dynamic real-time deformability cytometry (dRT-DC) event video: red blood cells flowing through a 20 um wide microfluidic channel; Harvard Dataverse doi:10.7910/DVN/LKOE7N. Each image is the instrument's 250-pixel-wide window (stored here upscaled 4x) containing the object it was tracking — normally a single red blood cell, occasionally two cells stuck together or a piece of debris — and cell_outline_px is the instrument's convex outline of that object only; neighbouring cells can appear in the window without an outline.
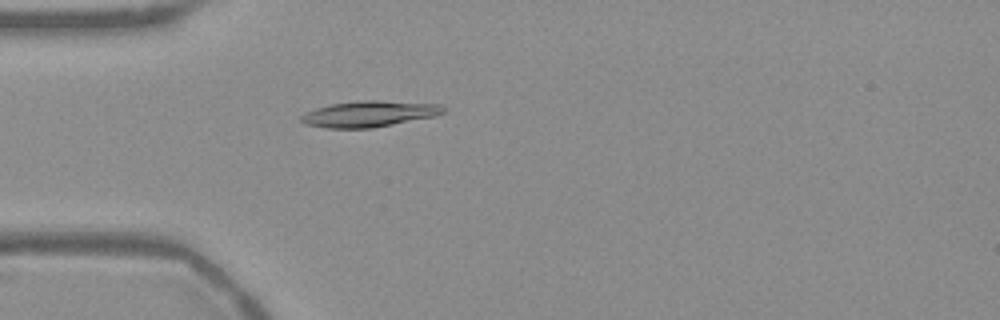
{"species": "Egyptian fruit bat (a non-hibernating species)", "species_latin": "Rousettus aegyptiacus", "temperature_condition": "warm", "stored_images_in_passage": 53, "camera_frame_rate_fps": 3000, "um_per_image_px": 0.085, "frame": {"image": 1, "passage_image": 15, "time_ms": 4.667, "image_size_px": [1000, 320], "cell_outline_px": [[444, 112], [436, 116], [372, 128], [328, 128], [304, 124], [300, 120], [300, 116], [304, 112], [316, 108], [332, 104], [360, 100], [376, 100], [440, 104], [444, 108]], "centroid_in_image_um": [31.36, 9.68], "position_along_channel_um": 53.6, "area_um2": 21.56}}
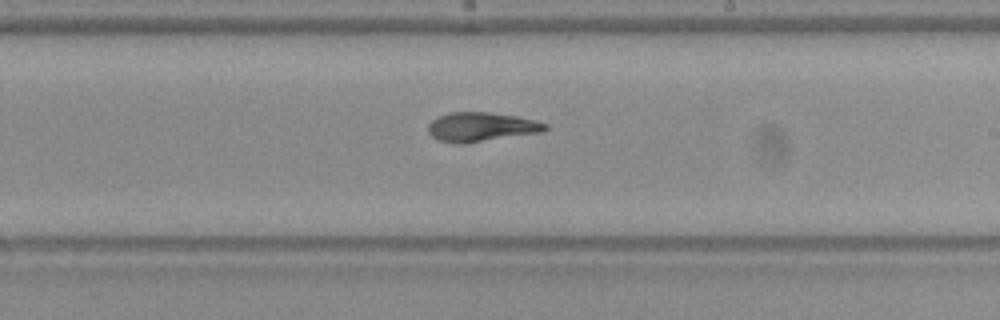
{"frame": {"image": 2, "passage_image": 31, "time_ms": 10.0, "image_size_px": [1000, 320], "cell_outline_px": [[548, 128], [544, 132], [464, 144], [456, 144], [436, 140], [428, 132], [428, 124], [432, 120], [448, 112], [488, 112], [516, 116], [548, 124]], "centroid_in_image_um": [40.89, 10.8], "position_along_channel_um": 248.1, "area_um2": 20.11}}
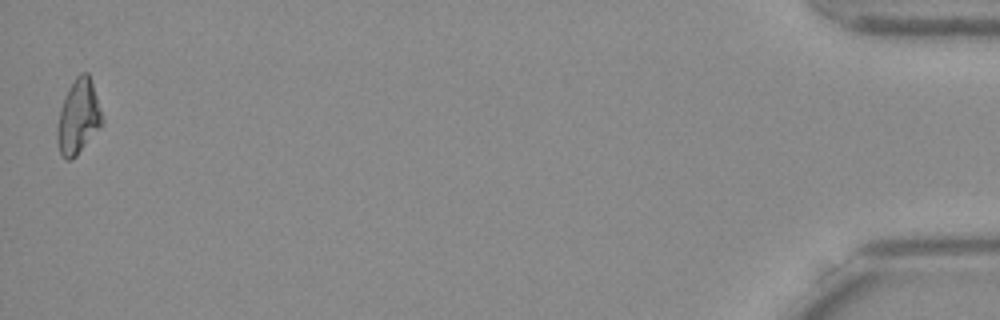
{"frame": {"image": 3, "passage_image": 53, "time_ms": 17.333, "image_size_px": [1000, 320], "cell_outline_px": [[104, 124], [76, 156], [72, 160], [64, 160], [60, 152], [56, 140], [56, 128], [60, 108], [68, 88], [76, 76], [80, 72], [88, 72], [104, 120]], "centroid_in_image_um": [6.64, 9.97], "position_along_channel_um": 428.6, "area_um2": 19.65}, "authors_computed_cell_mechanics": {"area_um2": 19.8832, "velocity_mm_per_s": 3.7624, "shape_relaxation_time_tau1_ms": 7.7935, "shape_relaxation_time_tau2_ms": 3.0432, "deformation_change_tau1": 0.2441, "deformation_change_tau2": 0.0911}}